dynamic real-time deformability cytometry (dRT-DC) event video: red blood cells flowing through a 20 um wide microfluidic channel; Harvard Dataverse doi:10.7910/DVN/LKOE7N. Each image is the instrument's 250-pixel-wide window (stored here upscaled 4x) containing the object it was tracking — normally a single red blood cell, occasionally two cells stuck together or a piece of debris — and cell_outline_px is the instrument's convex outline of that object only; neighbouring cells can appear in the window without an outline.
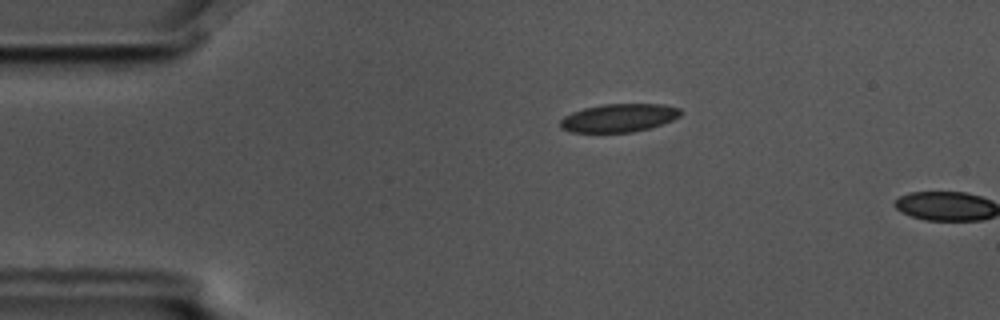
{"species": "common noctule bat (a hibernating species)", "species_latin": "Nyctalus noctula", "temperature_condition": "cold", "stored_images_in_passage": 5, "camera_frame_rate_fps": 3000, "um_per_image_px": 0.085, "animal": {"sex": "male", "body_mass_g": 17.5, "forearm_length_mm": 52.3}, "frame": {"image": 1, "passage_image": 4, "time_ms": 1.0, "image_size_px": [1000, 320], "cell_outline_px": [[684, 112], [680, 116], [672, 120], [648, 128], [632, 132], [572, 132], [560, 128], [560, 120], [564, 116], [572, 112], [584, 108], [604, 104], [664, 104], [680, 108]], "centroid_in_image_um": [52.61, 10.01], "position_along_channel_um": 32.4, "area_um2": 19.77}}